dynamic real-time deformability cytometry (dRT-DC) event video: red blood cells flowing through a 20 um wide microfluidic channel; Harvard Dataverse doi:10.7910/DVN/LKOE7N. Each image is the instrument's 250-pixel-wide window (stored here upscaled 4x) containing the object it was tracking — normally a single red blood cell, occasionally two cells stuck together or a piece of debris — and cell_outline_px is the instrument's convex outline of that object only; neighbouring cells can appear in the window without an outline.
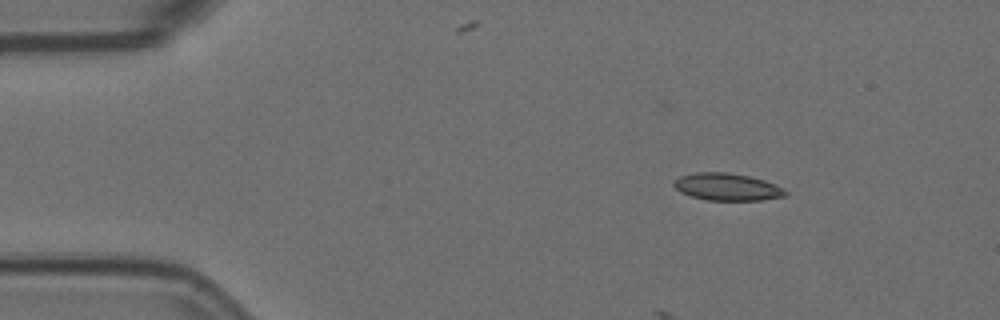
{"species": "Egyptian fruit bat (a non-hibernating species)", "species_latin": "Rousettus aegyptiacus", "temperature_condition": "room temperature", "stored_images_in_passage": 21, "camera_frame_rate_fps": 3000, "um_per_image_px": 0.085, "animal": {"sex": "female"}, "frame": {"image": 1, "passage_image": 2, "time_ms": 0.333, "image_size_px": [1000, 320], "cell_outline_px": [[788, 196], [760, 200], [708, 200], [692, 196], [680, 192], [672, 184], [680, 176], [696, 172], [728, 172], [748, 176], [764, 180], [784, 188], [788, 192]], "centroid_in_image_um": [61.83, 15.88], "position_along_channel_um": 23.2, "area_um2": 17.69}}
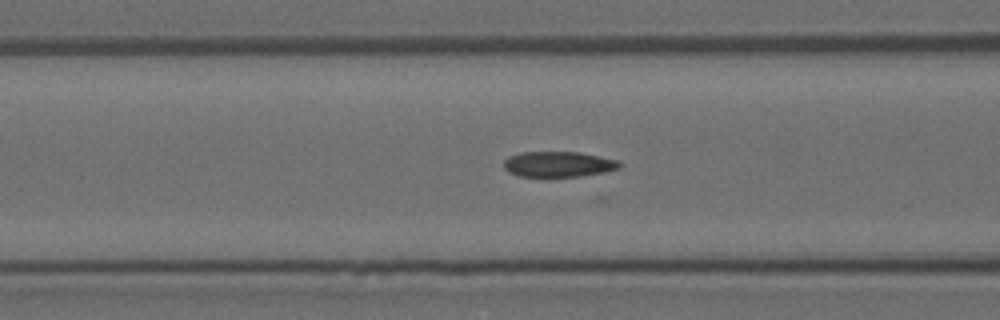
{"frame": {"image": 2, "passage_image": 16, "time_ms": 5.0, "image_size_px": [1000, 320], "cell_outline_px": [[624, 164], [620, 168], [604, 172], [580, 176], [520, 176], [508, 172], [504, 168], [504, 160], [508, 156], [520, 152], [580, 152], [600, 156], [616, 160]], "centroid_in_image_um": [47.47, 13.95], "position_along_channel_um": 119.1, "area_um2": 17.22}}
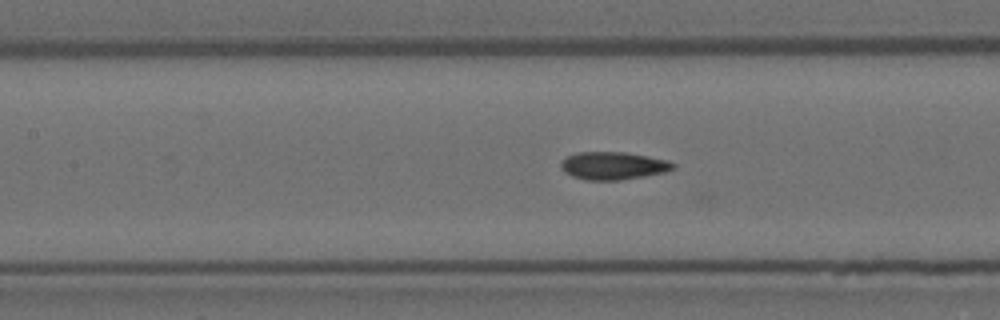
{"frame": {"image": 3, "passage_image": 19, "time_ms": 6.0, "image_size_px": [1000, 320], "cell_outline_px": [[676, 168], [664, 172], [644, 176], [620, 180], [584, 180], [572, 176], [564, 172], [560, 164], [568, 156], [576, 152], [624, 152], [668, 160], [676, 164]], "centroid_in_image_um": [52.13, 14.09], "position_along_channel_um": 155.3, "area_um2": 18.09}}